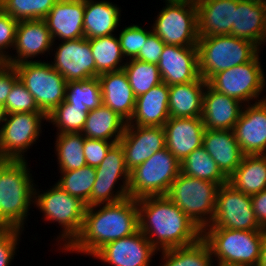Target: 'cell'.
<instances>
[{
    "label": "cell",
    "mask_w": 266,
    "mask_h": 266,
    "mask_svg": "<svg viewBox=\"0 0 266 266\" xmlns=\"http://www.w3.org/2000/svg\"><path fill=\"white\" fill-rule=\"evenodd\" d=\"M4 107L7 114L22 112L43 113L38 107L35 98L30 94L19 78L13 83Z\"/></svg>",
    "instance_id": "cell-42"
},
{
    "label": "cell",
    "mask_w": 266,
    "mask_h": 266,
    "mask_svg": "<svg viewBox=\"0 0 266 266\" xmlns=\"http://www.w3.org/2000/svg\"><path fill=\"white\" fill-rule=\"evenodd\" d=\"M180 172L181 162L167 148L155 152L130 171L129 197L165 196Z\"/></svg>",
    "instance_id": "cell-9"
},
{
    "label": "cell",
    "mask_w": 266,
    "mask_h": 266,
    "mask_svg": "<svg viewBox=\"0 0 266 266\" xmlns=\"http://www.w3.org/2000/svg\"><path fill=\"white\" fill-rule=\"evenodd\" d=\"M96 173L130 175L125 164L124 152L119 143H115L107 152L101 164L95 168Z\"/></svg>",
    "instance_id": "cell-44"
},
{
    "label": "cell",
    "mask_w": 266,
    "mask_h": 266,
    "mask_svg": "<svg viewBox=\"0 0 266 266\" xmlns=\"http://www.w3.org/2000/svg\"><path fill=\"white\" fill-rule=\"evenodd\" d=\"M129 178L130 175L96 173L95 183L89 198V207L104 203H116L128 198ZM118 180H122L123 184L118 187V191H114L115 185L119 182Z\"/></svg>",
    "instance_id": "cell-36"
},
{
    "label": "cell",
    "mask_w": 266,
    "mask_h": 266,
    "mask_svg": "<svg viewBox=\"0 0 266 266\" xmlns=\"http://www.w3.org/2000/svg\"><path fill=\"white\" fill-rule=\"evenodd\" d=\"M231 36L254 43L266 42V0H237Z\"/></svg>",
    "instance_id": "cell-22"
},
{
    "label": "cell",
    "mask_w": 266,
    "mask_h": 266,
    "mask_svg": "<svg viewBox=\"0 0 266 266\" xmlns=\"http://www.w3.org/2000/svg\"><path fill=\"white\" fill-rule=\"evenodd\" d=\"M27 164V159L0 160L1 227L4 230H24L30 205L34 202L35 183Z\"/></svg>",
    "instance_id": "cell-3"
},
{
    "label": "cell",
    "mask_w": 266,
    "mask_h": 266,
    "mask_svg": "<svg viewBox=\"0 0 266 266\" xmlns=\"http://www.w3.org/2000/svg\"><path fill=\"white\" fill-rule=\"evenodd\" d=\"M181 173L201 180L212 181L219 186L228 183V178L221 172L203 146L195 149L181 162Z\"/></svg>",
    "instance_id": "cell-34"
},
{
    "label": "cell",
    "mask_w": 266,
    "mask_h": 266,
    "mask_svg": "<svg viewBox=\"0 0 266 266\" xmlns=\"http://www.w3.org/2000/svg\"><path fill=\"white\" fill-rule=\"evenodd\" d=\"M199 37L230 35L237 0H195Z\"/></svg>",
    "instance_id": "cell-24"
},
{
    "label": "cell",
    "mask_w": 266,
    "mask_h": 266,
    "mask_svg": "<svg viewBox=\"0 0 266 266\" xmlns=\"http://www.w3.org/2000/svg\"><path fill=\"white\" fill-rule=\"evenodd\" d=\"M65 101L70 105L94 110L103 104L101 85L97 77L67 82Z\"/></svg>",
    "instance_id": "cell-38"
},
{
    "label": "cell",
    "mask_w": 266,
    "mask_h": 266,
    "mask_svg": "<svg viewBox=\"0 0 266 266\" xmlns=\"http://www.w3.org/2000/svg\"><path fill=\"white\" fill-rule=\"evenodd\" d=\"M169 86L161 82L136 97L135 108L127 125L162 126L169 120Z\"/></svg>",
    "instance_id": "cell-25"
},
{
    "label": "cell",
    "mask_w": 266,
    "mask_h": 266,
    "mask_svg": "<svg viewBox=\"0 0 266 266\" xmlns=\"http://www.w3.org/2000/svg\"><path fill=\"white\" fill-rule=\"evenodd\" d=\"M88 41L95 61V77L124 68L126 62L123 60L126 59L123 56L119 38L111 34L88 39Z\"/></svg>",
    "instance_id": "cell-32"
},
{
    "label": "cell",
    "mask_w": 266,
    "mask_h": 266,
    "mask_svg": "<svg viewBox=\"0 0 266 266\" xmlns=\"http://www.w3.org/2000/svg\"><path fill=\"white\" fill-rule=\"evenodd\" d=\"M118 142H111L102 139H88L84 140L83 152L85 155L87 166L98 167L103 159L106 157L109 149Z\"/></svg>",
    "instance_id": "cell-46"
},
{
    "label": "cell",
    "mask_w": 266,
    "mask_h": 266,
    "mask_svg": "<svg viewBox=\"0 0 266 266\" xmlns=\"http://www.w3.org/2000/svg\"><path fill=\"white\" fill-rule=\"evenodd\" d=\"M89 110L86 106L70 105L65 100L47 115V122L57 127V133H81Z\"/></svg>",
    "instance_id": "cell-40"
},
{
    "label": "cell",
    "mask_w": 266,
    "mask_h": 266,
    "mask_svg": "<svg viewBox=\"0 0 266 266\" xmlns=\"http://www.w3.org/2000/svg\"><path fill=\"white\" fill-rule=\"evenodd\" d=\"M137 206L139 230L158 251L187 246L202 237V230L166 196L139 198Z\"/></svg>",
    "instance_id": "cell-2"
},
{
    "label": "cell",
    "mask_w": 266,
    "mask_h": 266,
    "mask_svg": "<svg viewBox=\"0 0 266 266\" xmlns=\"http://www.w3.org/2000/svg\"><path fill=\"white\" fill-rule=\"evenodd\" d=\"M0 226H1V206H0Z\"/></svg>",
    "instance_id": "cell-53"
},
{
    "label": "cell",
    "mask_w": 266,
    "mask_h": 266,
    "mask_svg": "<svg viewBox=\"0 0 266 266\" xmlns=\"http://www.w3.org/2000/svg\"><path fill=\"white\" fill-rule=\"evenodd\" d=\"M162 81L168 86L195 81L198 72L197 47L165 45L157 64Z\"/></svg>",
    "instance_id": "cell-19"
},
{
    "label": "cell",
    "mask_w": 266,
    "mask_h": 266,
    "mask_svg": "<svg viewBox=\"0 0 266 266\" xmlns=\"http://www.w3.org/2000/svg\"><path fill=\"white\" fill-rule=\"evenodd\" d=\"M198 72L208 81L214 74L251 61L260 49L231 35L199 37Z\"/></svg>",
    "instance_id": "cell-5"
},
{
    "label": "cell",
    "mask_w": 266,
    "mask_h": 266,
    "mask_svg": "<svg viewBox=\"0 0 266 266\" xmlns=\"http://www.w3.org/2000/svg\"><path fill=\"white\" fill-rule=\"evenodd\" d=\"M57 46L51 65L67 82L95 77V61L87 38L64 40Z\"/></svg>",
    "instance_id": "cell-15"
},
{
    "label": "cell",
    "mask_w": 266,
    "mask_h": 266,
    "mask_svg": "<svg viewBox=\"0 0 266 266\" xmlns=\"http://www.w3.org/2000/svg\"><path fill=\"white\" fill-rule=\"evenodd\" d=\"M54 45L50 31L43 19L19 21L13 47V50H16V55L12 54L13 56H11L10 54L4 63L14 66L32 61L29 59L40 54L43 55L50 50L53 52Z\"/></svg>",
    "instance_id": "cell-18"
},
{
    "label": "cell",
    "mask_w": 266,
    "mask_h": 266,
    "mask_svg": "<svg viewBox=\"0 0 266 266\" xmlns=\"http://www.w3.org/2000/svg\"><path fill=\"white\" fill-rule=\"evenodd\" d=\"M202 146L227 178L237 169L244 156L233 130L205 129Z\"/></svg>",
    "instance_id": "cell-26"
},
{
    "label": "cell",
    "mask_w": 266,
    "mask_h": 266,
    "mask_svg": "<svg viewBox=\"0 0 266 266\" xmlns=\"http://www.w3.org/2000/svg\"><path fill=\"white\" fill-rule=\"evenodd\" d=\"M127 121L105 105L90 110L81 134L88 139L119 142L125 132Z\"/></svg>",
    "instance_id": "cell-30"
},
{
    "label": "cell",
    "mask_w": 266,
    "mask_h": 266,
    "mask_svg": "<svg viewBox=\"0 0 266 266\" xmlns=\"http://www.w3.org/2000/svg\"><path fill=\"white\" fill-rule=\"evenodd\" d=\"M152 31L165 45L197 47L198 11L195 0H165Z\"/></svg>",
    "instance_id": "cell-8"
},
{
    "label": "cell",
    "mask_w": 266,
    "mask_h": 266,
    "mask_svg": "<svg viewBox=\"0 0 266 266\" xmlns=\"http://www.w3.org/2000/svg\"><path fill=\"white\" fill-rule=\"evenodd\" d=\"M123 149L125 164L129 171L148 160L155 152L166 148L162 126L126 125L118 142Z\"/></svg>",
    "instance_id": "cell-16"
},
{
    "label": "cell",
    "mask_w": 266,
    "mask_h": 266,
    "mask_svg": "<svg viewBox=\"0 0 266 266\" xmlns=\"http://www.w3.org/2000/svg\"><path fill=\"white\" fill-rule=\"evenodd\" d=\"M152 32L139 25L125 26L118 36L123 56L127 60L135 59Z\"/></svg>",
    "instance_id": "cell-43"
},
{
    "label": "cell",
    "mask_w": 266,
    "mask_h": 266,
    "mask_svg": "<svg viewBox=\"0 0 266 266\" xmlns=\"http://www.w3.org/2000/svg\"><path fill=\"white\" fill-rule=\"evenodd\" d=\"M123 70L127 75L135 97L148 92L151 88L163 82L156 64L130 59L126 61Z\"/></svg>",
    "instance_id": "cell-37"
},
{
    "label": "cell",
    "mask_w": 266,
    "mask_h": 266,
    "mask_svg": "<svg viewBox=\"0 0 266 266\" xmlns=\"http://www.w3.org/2000/svg\"><path fill=\"white\" fill-rule=\"evenodd\" d=\"M264 230L205 228L202 238L218 266H257Z\"/></svg>",
    "instance_id": "cell-4"
},
{
    "label": "cell",
    "mask_w": 266,
    "mask_h": 266,
    "mask_svg": "<svg viewBox=\"0 0 266 266\" xmlns=\"http://www.w3.org/2000/svg\"><path fill=\"white\" fill-rule=\"evenodd\" d=\"M219 187L180 172L165 196L203 231L212 223Z\"/></svg>",
    "instance_id": "cell-7"
},
{
    "label": "cell",
    "mask_w": 266,
    "mask_h": 266,
    "mask_svg": "<svg viewBox=\"0 0 266 266\" xmlns=\"http://www.w3.org/2000/svg\"><path fill=\"white\" fill-rule=\"evenodd\" d=\"M84 11V0H58L43 19L53 42L84 37Z\"/></svg>",
    "instance_id": "cell-21"
},
{
    "label": "cell",
    "mask_w": 266,
    "mask_h": 266,
    "mask_svg": "<svg viewBox=\"0 0 266 266\" xmlns=\"http://www.w3.org/2000/svg\"><path fill=\"white\" fill-rule=\"evenodd\" d=\"M36 190L35 187L33 204L43 213L45 221L57 222L62 228V234L59 233L57 240L62 241V249L65 250L81 232L86 203L71 196L56 183L46 192Z\"/></svg>",
    "instance_id": "cell-6"
},
{
    "label": "cell",
    "mask_w": 266,
    "mask_h": 266,
    "mask_svg": "<svg viewBox=\"0 0 266 266\" xmlns=\"http://www.w3.org/2000/svg\"><path fill=\"white\" fill-rule=\"evenodd\" d=\"M257 266H266V229L263 231L260 258Z\"/></svg>",
    "instance_id": "cell-51"
},
{
    "label": "cell",
    "mask_w": 266,
    "mask_h": 266,
    "mask_svg": "<svg viewBox=\"0 0 266 266\" xmlns=\"http://www.w3.org/2000/svg\"><path fill=\"white\" fill-rule=\"evenodd\" d=\"M160 252L164 260L160 266H214L210 248L202 237L193 244Z\"/></svg>",
    "instance_id": "cell-33"
},
{
    "label": "cell",
    "mask_w": 266,
    "mask_h": 266,
    "mask_svg": "<svg viewBox=\"0 0 266 266\" xmlns=\"http://www.w3.org/2000/svg\"><path fill=\"white\" fill-rule=\"evenodd\" d=\"M138 230L137 199L128 197L116 203L87 207L81 232L64 251L93 256L107 243Z\"/></svg>",
    "instance_id": "cell-1"
},
{
    "label": "cell",
    "mask_w": 266,
    "mask_h": 266,
    "mask_svg": "<svg viewBox=\"0 0 266 266\" xmlns=\"http://www.w3.org/2000/svg\"><path fill=\"white\" fill-rule=\"evenodd\" d=\"M158 250L138 230L134 234L112 241L92 257L112 266H150Z\"/></svg>",
    "instance_id": "cell-14"
},
{
    "label": "cell",
    "mask_w": 266,
    "mask_h": 266,
    "mask_svg": "<svg viewBox=\"0 0 266 266\" xmlns=\"http://www.w3.org/2000/svg\"><path fill=\"white\" fill-rule=\"evenodd\" d=\"M58 0H0V8L15 20L44 19Z\"/></svg>",
    "instance_id": "cell-41"
},
{
    "label": "cell",
    "mask_w": 266,
    "mask_h": 266,
    "mask_svg": "<svg viewBox=\"0 0 266 266\" xmlns=\"http://www.w3.org/2000/svg\"><path fill=\"white\" fill-rule=\"evenodd\" d=\"M164 46L165 43L154 32H152L148 36L146 43H144L135 59L157 65Z\"/></svg>",
    "instance_id": "cell-48"
},
{
    "label": "cell",
    "mask_w": 266,
    "mask_h": 266,
    "mask_svg": "<svg viewBox=\"0 0 266 266\" xmlns=\"http://www.w3.org/2000/svg\"><path fill=\"white\" fill-rule=\"evenodd\" d=\"M228 184L250 196L266 190V155H244Z\"/></svg>",
    "instance_id": "cell-31"
},
{
    "label": "cell",
    "mask_w": 266,
    "mask_h": 266,
    "mask_svg": "<svg viewBox=\"0 0 266 266\" xmlns=\"http://www.w3.org/2000/svg\"><path fill=\"white\" fill-rule=\"evenodd\" d=\"M244 104L212 89L208 84L203 94L202 120L205 129L232 130Z\"/></svg>",
    "instance_id": "cell-23"
},
{
    "label": "cell",
    "mask_w": 266,
    "mask_h": 266,
    "mask_svg": "<svg viewBox=\"0 0 266 266\" xmlns=\"http://www.w3.org/2000/svg\"><path fill=\"white\" fill-rule=\"evenodd\" d=\"M18 22L0 8V62L10 56L6 50L14 47Z\"/></svg>",
    "instance_id": "cell-45"
},
{
    "label": "cell",
    "mask_w": 266,
    "mask_h": 266,
    "mask_svg": "<svg viewBox=\"0 0 266 266\" xmlns=\"http://www.w3.org/2000/svg\"><path fill=\"white\" fill-rule=\"evenodd\" d=\"M18 79L14 66L0 62V104L4 105L13 83Z\"/></svg>",
    "instance_id": "cell-49"
},
{
    "label": "cell",
    "mask_w": 266,
    "mask_h": 266,
    "mask_svg": "<svg viewBox=\"0 0 266 266\" xmlns=\"http://www.w3.org/2000/svg\"><path fill=\"white\" fill-rule=\"evenodd\" d=\"M232 130L244 155H266V99L244 104Z\"/></svg>",
    "instance_id": "cell-17"
},
{
    "label": "cell",
    "mask_w": 266,
    "mask_h": 266,
    "mask_svg": "<svg viewBox=\"0 0 266 266\" xmlns=\"http://www.w3.org/2000/svg\"><path fill=\"white\" fill-rule=\"evenodd\" d=\"M206 228L264 230L255 218L251 196L228 183L221 185L217 191L215 214L212 223Z\"/></svg>",
    "instance_id": "cell-13"
},
{
    "label": "cell",
    "mask_w": 266,
    "mask_h": 266,
    "mask_svg": "<svg viewBox=\"0 0 266 266\" xmlns=\"http://www.w3.org/2000/svg\"><path fill=\"white\" fill-rule=\"evenodd\" d=\"M56 136L55 154L59 172L76 170L87 165L83 152L85 137L81 133H60Z\"/></svg>",
    "instance_id": "cell-35"
},
{
    "label": "cell",
    "mask_w": 266,
    "mask_h": 266,
    "mask_svg": "<svg viewBox=\"0 0 266 266\" xmlns=\"http://www.w3.org/2000/svg\"><path fill=\"white\" fill-rule=\"evenodd\" d=\"M47 120L44 113L7 114L0 127V160L24 161V154L41 136V123Z\"/></svg>",
    "instance_id": "cell-12"
},
{
    "label": "cell",
    "mask_w": 266,
    "mask_h": 266,
    "mask_svg": "<svg viewBox=\"0 0 266 266\" xmlns=\"http://www.w3.org/2000/svg\"><path fill=\"white\" fill-rule=\"evenodd\" d=\"M251 201L257 222L266 229V190L252 195Z\"/></svg>",
    "instance_id": "cell-50"
},
{
    "label": "cell",
    "mask_w": 266,
    "mask_h": 266,
    "mask_svg": "<svg viewBox=\"0 0 266 266\" xmlns=\"http://www.w3.org/2000/svg\"><path fill=\"white\" fill-rule=\"evenodd\" d=\"M84 37L92 39L111 35L121 21V10L110 1L84 0Z\"/></svg>",
    "instance_id": "cell-29"
},
{
    "label": "cell",
    "mask_w": 266,
    "mask_h": 266,
    "mask_svg": "<svg viewBox=\"0 0 266 266\" xmlns=\"http://www.w3.org/2000/svg\"><path fill=\"white\" fill-rule=\"evenodd\" d=\"M259 55L258 53L247 63L214 74L207 81L208 85L215 91L235 98L243 104H250L249 101L254 99H256L255 103L265 100V96L258 99L266 86Z\"/></svg>",
    "instance_id": "cell-11"
},
{
    "label": "cell",
    "mask_w": 266,
    "mask_h": 266,
    "mask_svg": "<svg viewBox=\"0 0 266 266\" xmlns=\"http://www.w3.org/2000/svg\"><path fill=\"white\" fill-rule=\"evenodd\" d=\"M4 231V229L0 226V233H2Z\"/></svg>",
    "instance_id": "cell-54"
},
{
    "label": "cell",
    "mask_w": 266,
    "mask_h": 266,
    "mask_svg": "<svg viewBox=\"0 0 266 266\" xmlns=\"http://www.w3.org/2000/svg\"><path fill=\"white\" fill-rule=\"evenodd\" d=\"M207 81L199 76L195 81L169 86V115L175 118L202 116L203 94Z\"/></svg>",
    "instance_id": "cell-28"
},
{
    "label": "cell",
    "mask_w": 266,
    "mask_h": 266,
    "mask_svg": "<svg viewBox=\"0 0 266 266\" xmlns=\"http://www.w3.org/2000/svg\"><path fill=\"white\" fill-rule=\"evenodd\" d=\"M98 80L101 85L103 105L117 112L127 122L131 119L136 97L125 71L103 73Z\"/></svg>",
    "instance_id": "cell-27"
},
{
    "label": "cell",
    "mask_w": 266,
    "mask_h": 266,
    "mask_svg": "<svg viewBox=\"0 0 266 266\" xmlns=\"http://www.w3.org/2000/svg\"><path fill=\"white\" fill-rule=\"evenodd\" d=\"M6 116H7V113H6L4 105L0 104V125H3V122H5ZM0 130H1V128H0Z\"/></svg>",
    "instance_id": "cell-52"
},
{
    "label": "cell",
    "mask_w": 266,
    "mask_h": 266,
    "mask_svg": "<svg viewBox=\"0 0 266 266\" xmlns=\"http://www.w3.org/2000/svg\"><path fill=\"white\" fill-rule=\"evenodd\" d=\"M60 173L62 176L56 184L71 196L80 198L89 207V198L96 179L95 168L86 165L80 169Z\"/></svg>",
    "instance_id": "cell-39"
},
{
    "label": "cell",
    "mask_w": 266,
    "mask_h": 266,
    "mask_svg": "<svg viewBox=\"0 0 266 266\" xmlns=\"http://www.w3.org/2000/svg\"><path fill=\"white\" fill-rule=\"evenodd\" d=\"M163 128L166 148L179 162L202 146L205 127L201 117H170Z\"/></svg>",
    "instance_id": "cell-20"
},
{
    "label": "cell",
    "mask_w": 266,
    "mask_h": 266,
    "mask_svg": "<svg viewBox=\"0 0 266 266\" xmlns=\"http://www.w3.org/2000/svg\"><path fill=\"white\" fill-rule=\"evenodd\" d=\"M23 230L8 229L0 233V266H9L14 255L16 254V246L20 241V236ZM19 238V239H18Z\"/></svg>",
    "instance_id": "cell-47"
},
{
    "label": "cell",
    "mask_w": 266,
    "mask_h": 266,
    "mask_svg": "<svg viewBox=\"0 0 266 266\" xmlns=\"http://www.w3.org/2000/svg\"><path fill=\"white\" fill-rule=\"evenodd\" d=\"M14 67L18 78L46 116L65 100L67 81L48 60L23 62Z\"/></svg>",
    "instance_id": "cell-10"
}]
</instances>
